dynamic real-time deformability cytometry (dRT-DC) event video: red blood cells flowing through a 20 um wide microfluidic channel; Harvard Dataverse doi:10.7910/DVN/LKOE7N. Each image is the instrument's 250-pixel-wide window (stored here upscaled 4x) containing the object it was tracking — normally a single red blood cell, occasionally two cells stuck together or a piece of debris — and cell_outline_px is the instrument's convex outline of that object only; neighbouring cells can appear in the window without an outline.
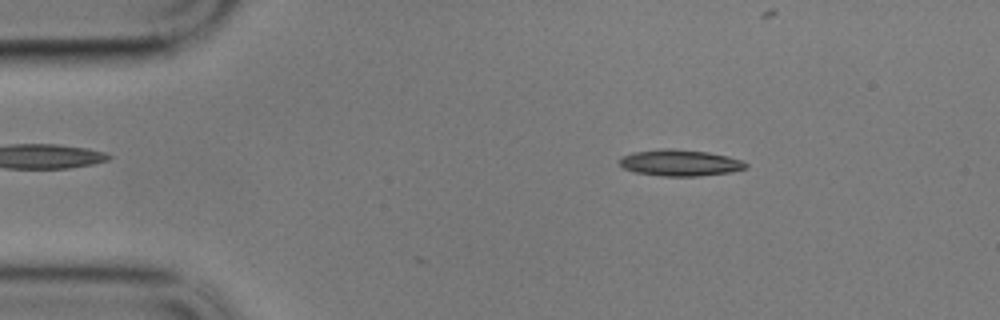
{"species": "common noctule bat (a hibernating species)", "species_latin": "Nyctalus noctula", "temperature_condition": "cold", "stored_images_in_passage": 4, "camera_frame_rate_fps": 3000, "um_per_image_px": 0.085, "animal": {"sex": "male", "body_mass_g": 17.9}, "frame": {"image": 1, "passage_image": 2, "time_ms": 0.333, "image_size_px": [1000, 320], "cell_outline_px": [[748, 168], [728, 172], [700, 176], [664, 176], [636, 172], [624, 168], [620, 164], [620, 160], [624, 156], [632, 152], [660, 148], [672, 148], [708, 152], [728, 156], [740, 160], [748, 164]], "centroid_in_image_um": [57.81, 13.83], "position_along_channel_um": 27.2, "area_um2": 19.31}}